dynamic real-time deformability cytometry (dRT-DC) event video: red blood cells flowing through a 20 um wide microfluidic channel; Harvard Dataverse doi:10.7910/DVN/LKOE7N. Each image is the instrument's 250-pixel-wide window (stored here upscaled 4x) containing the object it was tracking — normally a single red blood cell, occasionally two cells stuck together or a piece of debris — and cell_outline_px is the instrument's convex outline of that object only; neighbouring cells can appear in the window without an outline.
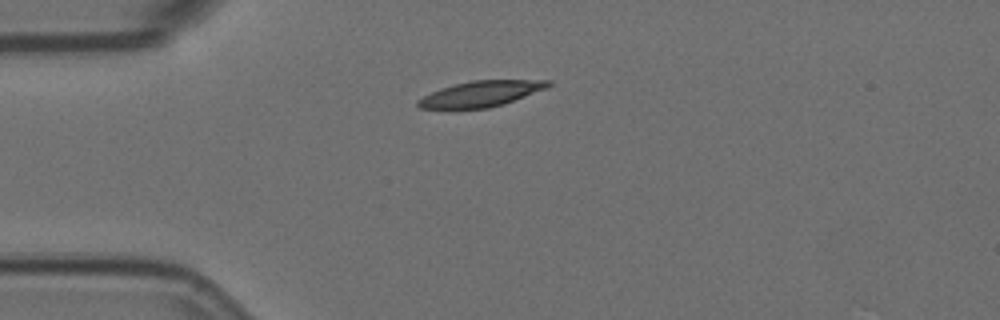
{"species": "Egyptian fruit bat (a non-hibernating species)", "species_latin": "Rousettus aegyptiacus", "temperature_condition": "room temperature", "stored_images_in_passage": 2, "camera_frame_rate_fps": 3000, "um_per_image_px": 0.085, "animal": {"sex": "female"}, "frame": {"image": 1, "passage_image": 2, "time_ms": 0.333, "image_size_px": [1000, 320], "cell_outline_px": [[552, 84], [548, 88], [504, 104], [488, 108], [420, 108], [416, 104], [416, 100], [440, 88], [472, 80], [552, 80]], "centroid_in_image_um": [40.92, 7.96], "position_along_channel_um": 44.1, "area_um2": 19.42}}